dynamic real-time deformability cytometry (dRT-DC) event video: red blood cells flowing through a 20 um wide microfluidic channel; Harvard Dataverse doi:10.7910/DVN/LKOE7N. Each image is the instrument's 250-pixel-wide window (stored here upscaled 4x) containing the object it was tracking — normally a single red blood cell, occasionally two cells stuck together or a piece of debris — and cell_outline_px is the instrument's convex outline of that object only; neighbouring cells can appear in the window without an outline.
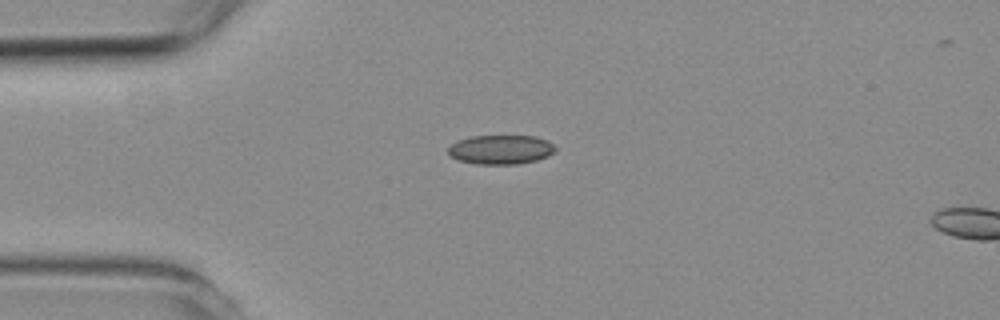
{"species": "common noctule bat (a hibernating species)", "species_latin": "Nyctalus noctula", "temperature_condition": "room temperature", "stored_images_in_passage": 2, "camera_frame_rate_fps": 3000, "um_per_image_px": 0.085, "animal": {"sex": "female", "body_mass_g": 19.3, "forearm_length_mm": 54.1}, "frame": {"image": 1, "passage_image": 2, "time_ms": 2.0, "image_size_px": [1000, 320], "cell_outline_px": [[556, 148], [548, 156], [536, 160], [516, 164], [476, 164], [460, 160], [448, 156], [448, 148], [456, 140], [468, 136], [536, 136], [548, 140]], "centroid_in_image_um": [42.53, 12.7], "position_along_channel_um": 42.5, "area_um2": 18.32}}